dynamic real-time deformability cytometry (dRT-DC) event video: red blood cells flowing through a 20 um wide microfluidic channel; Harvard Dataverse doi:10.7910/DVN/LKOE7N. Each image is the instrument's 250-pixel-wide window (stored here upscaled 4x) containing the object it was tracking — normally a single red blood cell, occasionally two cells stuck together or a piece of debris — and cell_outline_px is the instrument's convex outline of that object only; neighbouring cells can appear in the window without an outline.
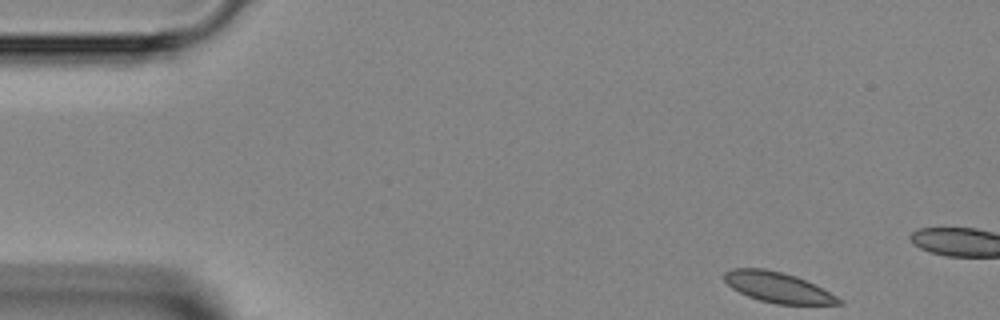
{"species": "Egyptian fruit bat (a non-hibernating species)", "species_latin": "Rousettus aegyptiacus", "temperature_condition": "room temperature", "stored_images_in_passage": 44, "camera_frame_rate_fps": 3000, "um_per_image_px": 0.085, "animal": {"sex": "female"}, "frame": {"image": 1, "passage_image": 1, "time_ms": 0.0, "image_size_px": [1000, 320], "cell_outline_px": [[844, 304], [776, 304], [760, 300], [748, 296], [732, 288], [724, 280], [724, 272], [732, 268], [764, 268], [796, 276], [816, 284], [844, 300]], "centroid_in_image_um": [66.15, 24.42], "position_along_channel_um": 18.9, "area_um2": 20.29}}
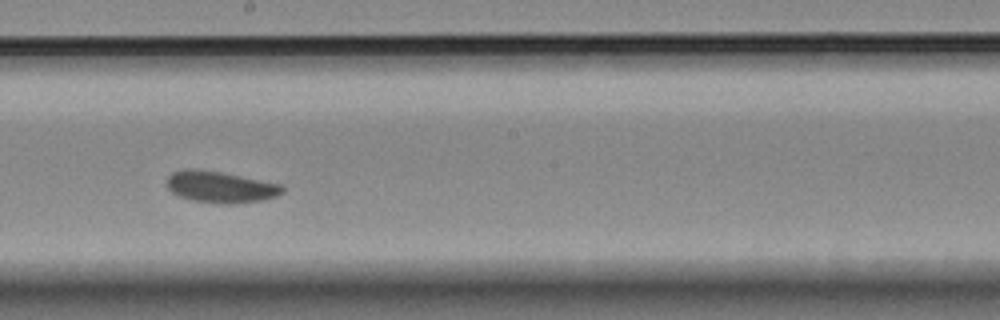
{"frame": {"image": 2, "passage_image": 22, "time_ms": 7.0, "image_size_px": [1000, 320], "cell_outline_px": [[284, 192], [276, 196], [264, 200], [236, 204], [220, 204], [192, 200], [180, 196], [172, 192], [168, 188], [168, 176], [172, 172], [184, 168], [192, 168], [220, 172], [284, 184]], "centroid_in_image_um": [18.78, 15.89], "position_along_channel_um": 229.4, "area_um2": 21.39}}
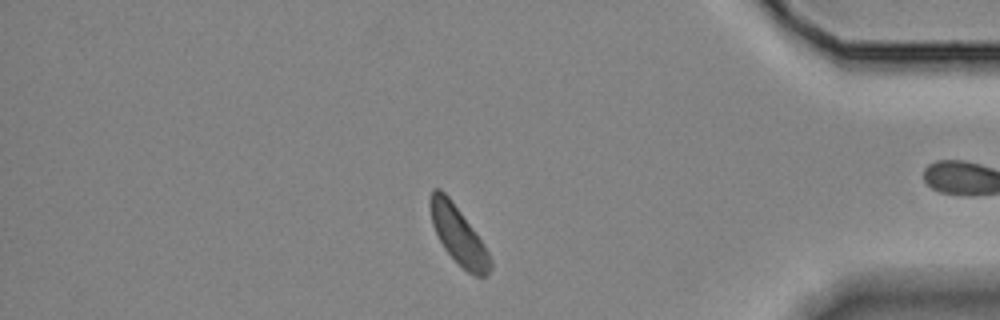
{"frame": {"image": 3, "passage_image": 36, "time_ms": 11.667, "image_size_px": [1000, 320], "cell_outline_px": [[492, 268], [488, 276], [476, 276], [468, 272], [444, 248], [432, 224], [428, 208], [428, 200], [432, 188], [440, 188], [448, 196], [472, 228], [488, 252], [492, 260]], "centroid_in_image_um": [38.93, 19.96], "position_along_channel_um": 396.3, "area_um2": 19.94}}